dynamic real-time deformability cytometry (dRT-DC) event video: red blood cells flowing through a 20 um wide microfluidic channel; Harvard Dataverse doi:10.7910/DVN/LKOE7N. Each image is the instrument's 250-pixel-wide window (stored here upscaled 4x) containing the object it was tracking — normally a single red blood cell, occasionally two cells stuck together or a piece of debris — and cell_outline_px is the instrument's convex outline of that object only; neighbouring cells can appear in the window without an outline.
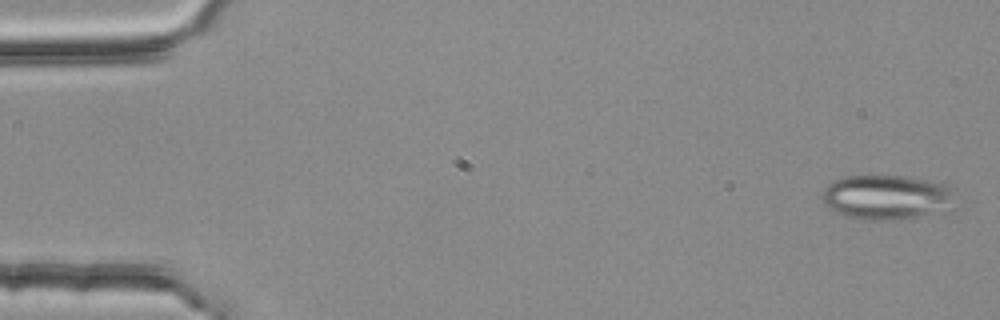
{"species": "common noctule bat (a hibernating species)", "species_latin": "Nyctalus noctula", "temperature_condition": "room temperature", "stored_images_in_passage": 4, "camera_frame_rate_fps": 3000, "um_per_image_px": 0.085, "animal": {"sex": "female", "body_mass_g": 25.1}, "frame": {"image": 1, "passage_image": 1, "time_ms": 0.0, "image_size_px": [1000, 320], "cell_outline_px": [[964, 208], [896, 220], [872, 220], [844, 216], [828, 208], [824, 204], [820, 196], [824, 188], [832, 180], [844, 176], [904, 176], [948, 184], [956, 188]], "centroid_in_image_um": [75.56, 16.77], "position_along_channel_um": 9.4, "area_um2": 36.3}}